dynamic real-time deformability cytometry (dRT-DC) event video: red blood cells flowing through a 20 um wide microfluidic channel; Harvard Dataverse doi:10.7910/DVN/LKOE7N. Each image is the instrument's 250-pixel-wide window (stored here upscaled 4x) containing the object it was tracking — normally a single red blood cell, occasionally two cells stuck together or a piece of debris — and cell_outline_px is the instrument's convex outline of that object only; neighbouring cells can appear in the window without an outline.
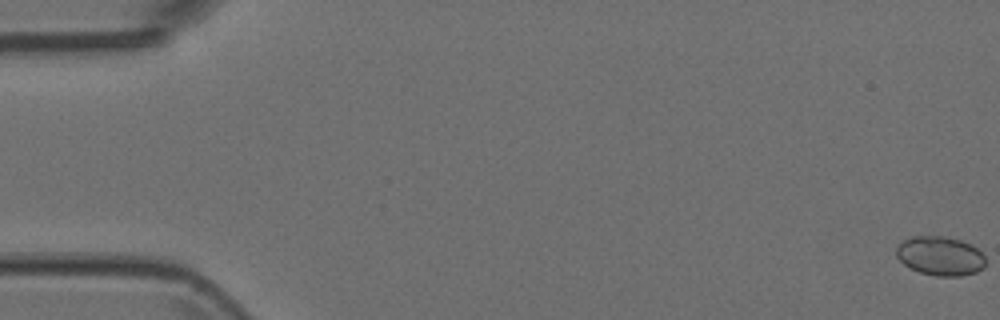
{"species": "Egyptian fruit bat (a non-hibernating species)", "species_latin": "Rousettus aegyptiacus", "temperature_condition": "room temperature", "stored_images_in_passage": 5, "camera_frame_rate_fps": 3000, "um_per_image_px": 0.085, "animal": {"sex": "female"}, "frame": {"image": 1, "passage_image": 1, "time_ms": 0.0, "image_size_px": [1000, 320], "cell_outline_px": [[984, 268], [976, 272], [960, 276], [936, 276], [920, 272], [904, 264], [896, 256], [896, 248], [904, 240], [912, 236], [944, 236], [960, 240], [976, 248], [984, 256]], "centroid_in_image_um": [79.91, 21.76], "position_along_channel_um": 5.1, "area_um2": 20.11}}
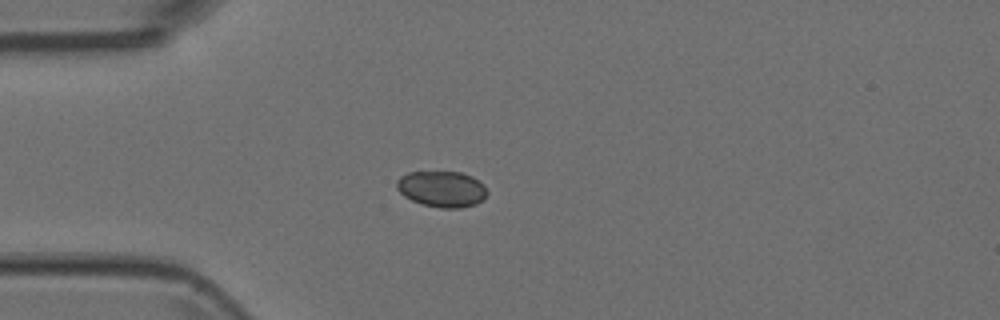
{"frame": {"image": 2, "passage_image": 5, "time_ms": 1.333, "image_size_px": [1000, 320], "cell_outline_px": [[488, 192], [484, 200], [476, 204], [460, 208], [440, 208], [420, 204], [404, 196], [396, 188], [396, 180], [400, 176], [408, 172], [460, 172], [472, 176], [484, 184]], "centroid_in_image_um": [37.57, 16.07], "position_along_channel_um": 47.4, "area_um2": 19.25}}